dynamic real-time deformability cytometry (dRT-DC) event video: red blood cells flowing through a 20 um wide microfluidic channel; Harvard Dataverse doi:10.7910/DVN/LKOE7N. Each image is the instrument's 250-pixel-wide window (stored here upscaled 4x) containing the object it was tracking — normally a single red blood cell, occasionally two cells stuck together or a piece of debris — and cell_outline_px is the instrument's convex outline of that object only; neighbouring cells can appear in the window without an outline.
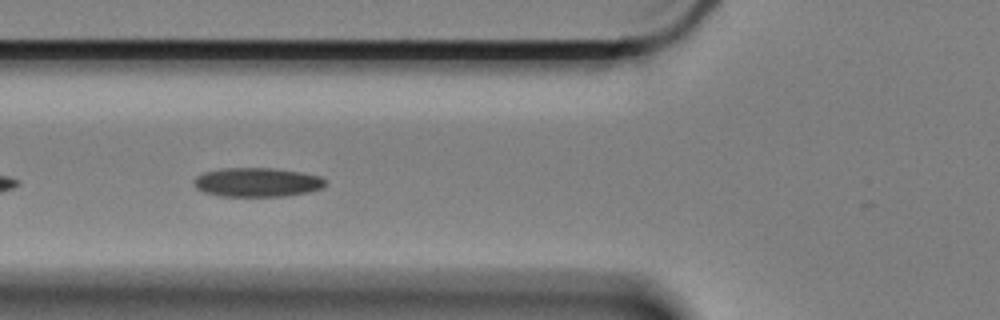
{"species": "Egyptian fruit bat (a non-hibernating species)", "species_latin": "Rousettus aegyptiacus", "temperature_condition": "cold", "stored_images_in_passage": 20, "camera_frame_rate_fps": 3000, "um_per_image_px": 0.085, "animal": {"sex": "female"}, "frame": {"image": 1, "passage_image": 6, "time_ms": 1.667, "image_size_px": [1000, 320], "cell_outline_px": [[328, 184], [324, 188], [308, 192], [284, 196], [220, 196], [204, 192], [196, 188], [192, 184], [192, 180], [196, 176], [204, 172], [220, 168], [272, 168], [300, 172], [320, 176], [328, 180]], "centroid_in_image_um": [21.86, 15.49], "position_along_channel_um": 103.9, "area_um2": 22.6}}
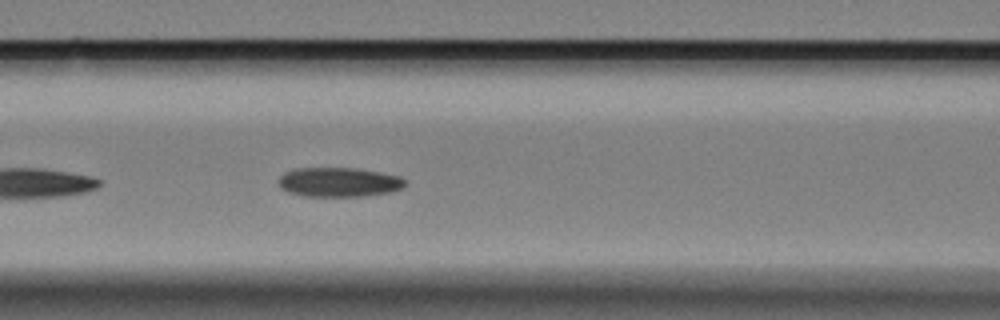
{"frame": {"image": 2, "passage_image": 9, "time_ms": 2.667, "image_size_px": [1000, 320], "cell_outline_px": [[408, 184], [404, 188], [392, 192], [364, 196], [304, 196], [288, 192], [280, 188], [276, 180], [284, 172], [296, 168], [356, 168], [380, 172], [400, 176], [408, 180]], "centroid_in_image_um": [28.83, 15.48], "position_along_channel_um": 137.8, "area_um2": 22.14}}